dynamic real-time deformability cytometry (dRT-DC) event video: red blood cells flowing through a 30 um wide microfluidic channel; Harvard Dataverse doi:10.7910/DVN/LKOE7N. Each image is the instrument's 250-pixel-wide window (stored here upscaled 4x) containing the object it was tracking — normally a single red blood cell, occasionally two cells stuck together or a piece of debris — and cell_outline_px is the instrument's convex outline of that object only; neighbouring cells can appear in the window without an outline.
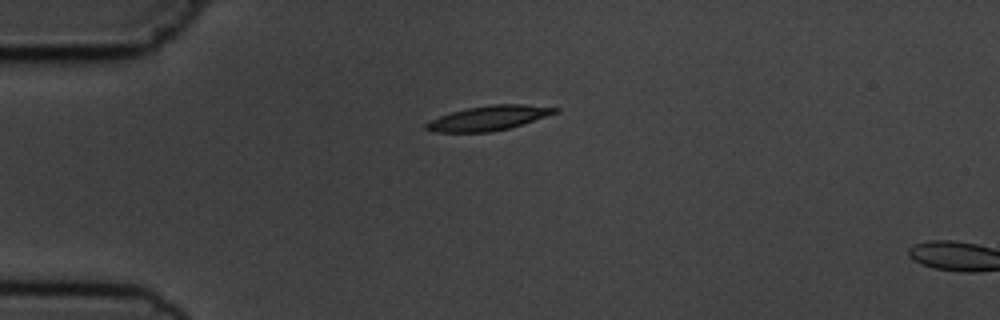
{"species": "common noctule bat (a hibernating species)", "species_latin": "Nyctalus noctula", "temperature_condition": "cold", "stored_images_in_passage": 2, "camera_frame_rate_fps": 3000, "um_per_image_px": 0.085, "animal": {"sex": "male", "body_mass_g": 19.5, "forearm_length_mm": 54.6}, "frame": {"image": 1, "passage_image": 2, "time_ms": 1.333, "image_size_px": [1000, 320], "cell_outline_px": [[560, 112], [508, 128], [492, 132], [436, 132], [424, 128], [424, 124], [440, 116], [452, 112], [468, 108], [492, 104], [524, 104], [560, 108]], "centroid_in_image_um": [41.56, 10.03], "position_along_channel_um": 43.4, "area_um2": 18.32}}